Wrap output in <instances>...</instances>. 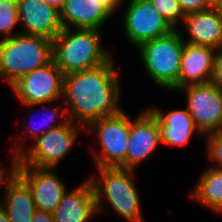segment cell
<instances>
[{
  "mask_svg": "<svg viewBox=\"0 0 222 222\" xmlns=\"http://www.w3.org/2000/svg\"><path fill=\"white\" fill-rule=\"evenodd\" d=\"M113 61L112 56L96 68L64 75L62 101L70 121L86 128L95 120L122 111L120 71Z\"/></svg>",
  "mask_w": 222,
  "mask_h": 222,
  "instance_id": "obj_1",
  "label": "cell"
},
{
  "mask_svg": "<svg viewBox=\"0 0 222 222\" xmlns=\"http://www.w3.org/2000/svg\"><path fill=\"white\" fill-rule=\"evenodd\" d=\"M101 31L63 28L52 40L53 61L64 75L96 68L112 57Z\"/></svg>",
  "mask_w": 222,
  "mask_h": 222,
  "instance_id": "obj_2",
  "label": "cell"
},
{
  "mask_svg": "<svg viewBox=\"0 0 222 222\" xmlns=\"http://www.w3.org/2000/svg\"><path fill=\"white\" fill-rule=\"evenodd\" d=\"M98 175L88 176L95 192L97 213L103 211L104 202L128 222H145L140 194L134 181V169L122 167H96Z\"/></svg>",
  "mask_w": 222,
  "mask_h": 222,
  "instance_id": "obj_3",
  "label": "cell"
},
{
  "mask_svg": "<svg viewBox=\"0 0 222 222\" xmlns=\"http://www.w3.org/2000/svg\"><path fill=\"white\" fill-rule=\"evenodd\" d=\"M52 60V40L47 37L18 33L0 40V81L10 87Z\"/></svg>",
  "mask_w": 222,
  "mask_h": 222,
  "instance_id": "obj_4",
  "label": "cell"
},
{
  "mask_svg": "<svg viewBox=\"0 0 222 222\" xmlns=\"http://www.w3.org/2000/svg\"><path fill=\"white\" fill-rule=\"evenodd\" d=\"M178 27L167 35L148 40L137 47L141 63L153 84L176 92L184 51L182 30Z\"/></svg>",
  "mask_w": 222,
  "mask_h": 222,
  "instance_id": "obj_5",
  "label": "cell"
},
{
  "mask_svg": "<svg viewBox=\"0 0 222 222\" xmlns=\"http://www.w3.org/2000/svg\"><path fill=\"white\" fill-rule=\"evenodd\" d=\"M83 130L86 131L82 125L69 120L38 136L16 159L26 166L56 169L76 145L80 131Z\"/></svg>",
  "mask_w": 222,
  "mask_h": 222,
  "instance_id": "obj_6",
  "label": "cell"
},
{
  "mask_svg": "<svg viewBox=\"0 0 222 222\" xmlns=\"http://www.w3.org/2000/svg\"><path fill=\"white\" fill-rule=\"evenodd\" d=\"M130 122V116L122 110L117 115L95 120L85 128L99 141V149L92 151L96 167L125 168Z\"/></svg>",
  "mask_w": 222,
  "mask_h": 222,
  "instance_id": "obj_7",
  "label": "cell"
},
{
  "mask_svg": "<svg viewBox=\"0 0 222 222\" xmlns=\"http://www.w3.org/2000/svg\"><path fill=\"white\" fill-rule=\"evenodd\" d=\"M63 77V72L52 60L19 78L9 88L25 108L49 106L50 102L62 100Z\"/></svg>",
  "mask_w": 222,
  "mask_h": 222,
  "instance_id": "obj_8",
  "label": "cell"
},
{
  "mask_svg": "<svg viewBox=\"0 0 222 222\" xmlns=\"http://www.w3.org/2000/svg\"><path fill=\"white\" fill-rule=\"evenodd\" d=\"M126 5L121 17L122 29L128 43L135 49L175 29L148 0H128Z\"/></svg>",
  "mask_w": 222,
  "mask_h": 222,
  "instance_id": "obj_9",
  "label": "cell"
},
{
  "mask_svg": "<svg viewBox=\"0 0 222 222\" xmlns=\"http://www.w3.org/2000/svg\"><path fill=\"white\" fill-rule=\"evenodd\" d=\"M185 92L186 109L202 136L222 130V89L212 82L188 85L176 90Z\"/></svg>",
  "mask_w": 222,
  "mask_h": 222,
  "instance_id": "obj_10",
  "label": "cell"
},
{
  "mask_svg": "<svg viewBox=\"0 0 222 222\" xmlns=\"http://www.w3.org/2000/svg\"><path fill=\"white\" fill-rule=\"evenodd\" d=\"M10 168L30 187L36 210L53 213L67 190L55 168H39L21 164L16 158Z\"/></svg>",
  "mask_w": 222,
  "mask_h": 222,
  "instance_id": "obj_11",
  "label": "cell"
},
{
  "mask_svg": "<svg viewBox=\"0 0 222 222\" xmlns=\"http://www.w3.org/2000/svg\"><path fill=\"white\" fill-rule=\"evenodd\" d=\"M161 145L157 118L146 108L130 122L125 168H137Z\"/></svg>",
  "mask_w": 222,
  "mask_h": 222,
  "instance_id": "obj_12",
  "label": "cell"
},
{
  "mask_svg": "<svg viewBox=\"0 0 222 222\" xmlns=\"http://www.w3.org/2000/svg\"><path fill=\"white\" fill-rule=\"evenodd\" d=\"M5 185L0 207L10 222H32L36 206L30 187L10 168L2 174L0 190Z\"/></svg>",
  "mask_w": 222,
  "mask_h": 222,
  "instance_id": "obj_13",
  "label": "cell"
},
{
  "mask_svg": "<svg viewBox=\"0 0 222 222\" xmlns=\"http://www.w3.org/2000/svg\"><path fill=\"white\" fill-rule=\"evenodd\" d=\"M20 33L40 35L53 40L63 29L60 12L37 0H19Z\"/></svg>",
  "mask_w": 222,
  "mask_h": 222,
  "instance_id": "obj_14",
  "label": "cell"
},
{
  "mask_svg": "<svg viewBox=\"0 0 222 222\" xmlns=\"http://www.w3.org/2000/svg\"><path fill=\"white\" fill-rule=\"evenodd\" d=\"M216 49L184 42L177 90L188 85L211 82Z\"/></svg>",
  "mask_w": 222,
  "mask_h": 222,
  "instance_id": "obj_15",
  "label": "cell"
},
{
  "mask_svg": "<svg viewBox=\"0 0 222 222\" xmlns=\"http://www.w3.org/2000/svg\"><path fill=\"white\" fill-rule=\"evenodd\" d=\"M96 214L95 192L89 178L70 192L66 190L53 212L55 222H89Z\"/></svg>",
  "mask_w": 222,
  "mask_h": 222,
  "instance_id": "obj_16",
  "label": "cell"
},
{
  "mask_svg": "<svg viewBox=\"0 0 222 222\" xmlns=\"http://www.w3.org/2000/svg\"><path fill=\"white\" fill-rule=\"evenodd\" d=\"M157 118L160 126L161 145L170 147H184L189 144L194 133L201 134L197 129L194 119L184 109H173L164 112L158 107H148Z\"/></svg>",
  "mask_w": 222,
  "mask_h": 222,
  "instance_id": "obj_17",
  "label": "cell"
},
{
  "mask_svg": "<svg viewBox=\"0 0 222 222\" xmlns=\"http://www.w3.org/2000/svg\"><path fill=\"white\" fill-rule=\"evenodd\" d=\"M182 24L188 33L187 39L182 34L184 42L221 49L222 19L214 8L187 14Z\"/></svg>",
  "mask_w": 222,
  "mask_h": 222,
  "instance_id": "obj_18",
  "label": "cell"
},
{
  "mask_svg": "<svg viewBox=\"0 0 222 222\" xmlns=\"http://www.w3.org/2000/svg\"><path fill=\"white\" fill-rule=\"evenodd\" d=\"M111 17L98 0H66L60 12L63 28L102 30Z\"/></svg>",
  "mask_w": 222,
  "mask_h": 222,
  "instance_id": "obj_19",
  "label": "cell"
},
{
  "mask_svg": "<svg viewBox=\"0 0 222 222\" xmlns=\"http://www.w3.org/2000/svg\"><path fill=\"white\" fill-rule=\"evenodd\" d=\"M55 102H59V101H53V102H50V106L47 107V112H43V115H45L43 117V115L41 116L42 117V125L45 127H43L42 125H39L37 126V123L36 121L34 122H30L29 124L30 125H24L25 123L23 122V126L25 127H29V128H26V136H25V133H21L19 134L18 133V137L17 139L14 141V143H12V155L11 157L9 158L10 161L15 159L24 149H26L27 147L25 146L26 144L24 143V141L26 142V140L28 141L31 140L30 142H32L33 140H35L38 136H41L43 135L44 133H46L47 131H49L50 129H53L55 127H58V126H62L64 125L65 123H67L69 121L68 119V115H67V108L66 106L64 105V103H61V107L58 106V103H57V106H56V103ZM53 104V106L51 105ZM36 111H32L31 112V116H34V114L32 113H35ZM40 117V118H41ZM32 118V117H30ZM62 118V119H60ZM33 119V118H32ZM32 121V120H31ZM24 134V135H22ZM28 137V138H27Z\"/></svg>",
  "mask_w": 222,
  "mask_h": 222,
  "instance_id": "obj_20",
  "label": "cell"
},
{
  "mask_svg": "<svg viewBox=\"0 0 222 222\" xmlns=\"http://www.w3.org/2000/svg\"><path fill=\"white\" fill-rule=\"evenodd\" d=\"M189 195L208 210L222 214V169H204Z\"/></svg>",
  "mask_w": 222,
  "mask_h": 222,
  "instance_id": "obj_21",
  "label": "cell"
},
{
  "mask_svg": "<svg viewBox=\"0 0 222 222\" xmlns=\"http://www.w3.org/2000/svg\"><path fill=\"white\" fill-rule=\"evenodd\" d=\"M18 5L19 0H0V40L20 33V30H15L19 24Z\"/></svg>",
  "mask_w": 222,
  "mask_h": 222,
  "instance_id": "obj_22",
  "label": "cell"
},
{
  "mask_svg": "<svg viewBox=\"0 0 222 222\" xmlns=\"http://www.w3.org/2000/svg\"><path fill=\"white\" fill-rule=\"evenodd\" d=\"M153 7L164 17L175 29L184 20L178 0H148Z\"/></svg>",
  "mask_w": 222,
  "mask_h": 222,
  "instance_id": "obj_23",
  "label": "cell"
},
{
  "mask_svg": "<svg viewBox=\"0 0 222 222\" xmlns=\"http://www.w3.org/2000/svg\"><path fill=\"white\" fill-rule=\"evenodd\" d=\"M206 136L207 159L212 163L209 166L222 169V130Z\"/></svg>",
  "mask_w": 222,
  "mask_h": 222,
  "instance_id": "obj_24",
  "label": "cell"
},
{
  "mask_svg": "<svg viewBox=\"0 0 222 222\" xmlns=\"http://www.w3.org/2000/svg\"><path fill=\"white\" fill-rule=\"evenodd\" d=\"M184 15L212 8L208 0H178Z\"/></svg>",
  "mask_w": 222,
  "mask_h": 222,
  "instance_id": "obj_25",
  "label": "cell"
},
{
  "mask_svg": "<svg viewBox=\"0 0 222 222\" xmlns=\"http://www.w3.org/2000/svg\"><path fill=\"white\" fill-rule=\"evenodd\" d=\"M212 83L222 89V50L216 51L214 59V72L211 80Z\"/></svg>",
  "mask_w": 222,
  "mask_h": 222,
  "instance_id": "obj_26",
  "label": "cell"
},
{
  "mask_svg": "<svg viewBox=\"0 0 222 222\" xmlns=\"http://www.w3.org/2000/svg\"><path fill=\"white\" fill-rule=\"evenodd\" d=\"M32 222H55L53 213L36 210Z\"/></svg>",
  "mask_w": 222,
  "mask_h": 222,
  "instance_id": "obj_27",
  "label": "cell"
},
{
  "mask_svg": "<svg viewBox=\"0 0 222 222\" xmlns=\"http://www.w3.org/2000/svg\"><path fill=\"white\" fill-rule=\"evenodd\" d=\"M99 4L104 6L112 15L125 0H98Z\"/></svg>",
  "mask_w": 222,
  "mask_h": 222,
  "instance_id": "obj_28",
  "label": "cell"
},
{
  "mask_svg": "<svg viewBox=\"0 0 222 222\" xmlns=\"http://www.w3.org/2000/svg\"><path fill=\"white\" fill-rule=\"evenodd\" d=\"M37 1L49 4L51 7L55 8L59 12H61L66 2V0H37Z\"/></svg>",
  "mask_w": 222,
  "mask_h": 222,
  "instance_id": "obj_29",
  "label": "cell"
},
{
  "mask_svg": "<svg viewBox=\"0 0 222 222\" xmlns=\"http://www.w3.org/2000/svg\"><path fill=\"white\" fill-rule=\"evenodd\" d=\"M0 222H10L6 213L0 207Z\"/></svg>",
  "mask_w": 222,
  "mask_h": 222,
  "instance_id": "obj_30",
  "label": "cell"
},
{
  "mask_svg": "<svg viewBox=\"0 0 222 222\" xmlns=\"http://www.w3.org/2000/svg\"><path fill=\"white\" fill-rule=\"evenodd\" d=\"M213 8L216 10L218 16L222 19V1L219 2V3H218L215 7H213Z\"/></svg>",
  "mask_w": 222,
  "mask_h": 222,
  "instance_id": "obj_31",
  "label": "cell"
},
{
  "mask_svg": "<svg viewBox=\"0 0 222 222\" xmlns=\"http://www.w3.org/2000/svg\"><path fill=\"white\" fill-rule=\"evenodd\" d=\"M222 0H208L209 5L213 8Z\"/></svg>",
  "mask_w": 222,
  "mask_h": 222,
  "instance_id": "obj_32",
  "label": "cell"
},
{
  "mask_svg": "<svg viewBox=\"0 0 222 222\" xmlns=\"http://www.w3.org/2000/svg\"><path fill=\"white\" fill-rule=\"evenodd\" d=\"M10 165L7 166H4L0 163V179H1V176L2 174L9 168Z\"/></svg>",
  "mask_w": 222,
  "mask_h": 222,
  "instance_id": "obj_33",
  "label": "cell"
}]
</instances>
